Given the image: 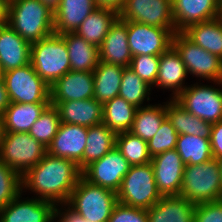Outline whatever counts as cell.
Masks as SVG:
<instances>
[{"mask_svg": "<svg viewBox=\"0 0 222 222\" xmlns=\"http://www.w3.org/2000/svg\"><path fill=\"white\" fill-rule=\"evenodd\" d=\"M183 33L195 44L222 59V24L218 18L191 25Z\"/></svg>", "mask_w": 222, "mask_h": 222, "instance_id": "cell-30", "label": "cell"}, {"mask_svg": "<svg viewBox=\"0 0 222 222\" xmlns=\"http://www.w3.org/2000/svg\"><path fill=\"white\" fill-rule=\"evenodd\" d=\"M0 77H3V72H2L1 66H0Z\"/></svg>", "mask_w": 222, "mask_h": 222, "instance_id": "cell-52", "label": "cell"}, {"mask_svg": "<svg viewBox=\"0 0 222 222\" xmlns=\"http://www.w3.org/2000/svg\"><path fill=\"white\" fill-rule=\"evenodd\" d=\"M21 191L0 209V222H54L57 206L34 196L22 197Z\"/></svg>", "mask_w": 222, "mask_h": 222, "instance_id": "cell-14", "label": "cell"}, {"mask_svg": "<svg viewBox=\"0 0 222 222\" xmlns=\"http://www.w3.org/2000/svg\"><path fill=\"white\" fill-rule=\"evenodd\" d=\"M22 191V177L0 160V209Z\"/></svg>", "mask_w": 222, "mask_h": 222, "instance_id": "cell-38", "label": "cell"}, {"mask_svg": "<svg viewBox=\"0 0 222 222\" xmlns=\"http://www.w3.org/2000/svg\"><path fill=\"white\" fill-rule=\"evenodd\" d=\"M218 164H219V170H220V174H221V178H222V158L221 159H217Z\"/></svg>", "mask_w": 222, "mask_h": 222, "instance_id": "cell-50", "label": "cell"}, {"mask_svg": "<svg viewBox=\"0 0 222 222\" xmlns=\"http://www.w3.org/2000/svg\"><path fill=\"white\" fill-rule=\"evenodd\" d=\"M132 55L128 44L127 21L119 17L111 25L99 47V61L130 67Z\"/></svg>", "mask_w": 222, "mask_h": 222, "instance_id": "cell-20", "label": "cell"}, {"mask_svg": "<svg viewBox=\"0 0 222 222\" xmlns=\"http://www.w3.org/2000/svg\"><path fill=\"white\" fill-rule=\"evenodd\" d=\"M160 56L138 55L133 56L130 68L152 88L156 84Z\"/></svg>", "mask_w": 222, "mask_h": 222, "instance_id": "cell-40", "label": "cell"}, {"mask_svg": "<svg viewBox=\"0 0 222 222\" xmlns=\"http://www.w3.org/2000/svg\"><path fill=\"white\" fill-rule=\"evenodd\" d=\"M1 136H2V126H1V117H0V141H1Z\"/></svg>", "mask_w": 222, "mask_h": 222, "instance_id": "cell-51", "label": "cell"}, {"mask_svg": "<svg viewBox=\"0 0 222 222\" xmlns=\"http://www.w3.org/2000/svg\"><path fill=\"white\" fill-rule=\"evenodd\" d=\"M187 77L188 72L181 56L171 46L160 55L158 76L153 88L169 90L172 92L171 99H175L188 86L185 84Z\"/></svg>", "mask_w": 222, "mask_h": 222, "instance_id": "cell-19", "label": "cell"}, {"mask_svg": "<svg viewBox=\"0 0 222 222\" xmlns=\"http://www.w3.org/2000/svg\"><path fill=\"white\" fill-rule=\"evenodd\" d=\"M211 148L214 159L222 158V121L212 124L210 136Z\"/></svg>", "mask_w": 222, "mask_h": 222, "instance_id": "cell-43", "label": "cell"}, {"mask_svg": "<svg viewBox=\"0 0 222 222\" xmlns=\"http://www.w3.org/2000/svg\"><path fill=\"white\" fill-rule=\"evenodd\" d=\"M161 198L151 163L131 166L117 192L118 202L145 210L151 208Z\"/></svg>", "mask_w": 222, "mask_h": 222, "instance_id": "cell-7", "label": "cell"}, {"mask_svg": "<svg viewBox=\"0 0 222 222\" xmlns=\"http://www.w3.org/2000/svg\"><path fill=\"white\" fill-rule=\"evenodd\" d=\"M54 222H92L73 212L66 204L58 205Z\"/></svg>", "mask_w": 222, "mask_h": 222, "instance_id": "cell-44", "label": "cell"}, {"mask_svg": "<svg viewBox=\"0 0 222 222\" xmlns=\"http://www.w3.org/2000/svg\"><path fill=\"white\" fill-rule=\"evenodd\" d=\"M117 202L116 192L81 176L66 205L86 221L108 222Z\"/></svg>", "mask_w": 222, "mask_h": 222, "instance_id": "cell-4", "label": "cell"}, {"mask_svg": "<svg viewBox=\"0 0 222 222\" xmlns=\"http://www.w3.org/2000/svg\"><path fill=\"white\" fill-rule=\"evenodd\" d=\"M10 103H51L50 86L29 63L3 73Z\"/></svg>", "mask_w": 222, "mask_h": 222, "instance_id": "cell-10", "label": "cell"}, {"mask_svg": "<svg viewBox=\"0 0 222 222\" xmlns=\"http://www.w3.org/2000/svg\"><path fill=\"white\" fill-rule=\"evenodd\" d=\"M164 103V104H163ZM150 104L137 108L132 127L129 132L148 142L159 130L166 118V102Z\"/></svg>", "mask_w": 222, "mask_h": 222, "instance_id": "cell-33", "label": "cell"}, {"mask_svg": "<svg viewBox=\"0 0 222 222\" xmlns=\"http://www.w3.org/2000/svg\"><path fill=\"white\" fill-rule=\"evenodd\" d=\"M212 84L203 85L200 81L188 85L174 100L206 122L213 124L222 121V81Z\"/></svg>", "mask_w": 222, "mask_h": 222, "instance_id": "cell-8", "label": "cell"}, {"mask_svg": "<svg viewBox=\"0 0 222 222\" xmlns=\"http://www.w3.org/2000/svg\"><path fill=\"white\" fill-rule=\"evenodd\" d=\"M9 0H0V24H6L8 20Z\"/></svg>", "mask_w": 222, "mask_h": 222, "instance_id": "cell-47", "label": "cell"}, {"mask_svg": "<svg viewBox=\"0 0 222 222\" xmlns=\"http://www.w3.org/2000/svg\"><path fill=\"white\" fill-rule=\"evenodd\" d=\"M94 87L93 72L70 70L50 85V102L93 98Z\"/></svg>", "mask_w": 222, "mask_h": 222, "instance_id": "cell-17", "label": "cell"}, {"mask_svg": "<svg viewBox=\"0 0 222 222\" xmlns=\"http://www.w3.org/2000/svg\"><path fill=\"white\" fill-rule=\"evenodd\" d=\"M124 67L99 61L93 71L94 96L102 105L119 96Z\"/></svg>", "mask_w": 222, "mask_h": 222, "instance_id": "cell-29", "label": "cell"}, {"mask_svg": "<svg viewBox=\"0 0 222 222\" xmlns=\"http://www.w3.org/2000/svg\"><path fill=\"white\" fill-rule=\"evenodd\" d=\"M116 135L104 123L88 127L86 147L83 153V170L116 146Z\"/></svg>", "mask_w": 222, "mask_h": 222, "instance_id": "cell-31", "label": "cell"}, {"mask_svg": "<svg viewBox=\"0 0 222 222\" xmlns=\"http://www.w3.org/2000/svg\"><path fill=\"white\" fill-rule=\"evenodd\" d=\"M131 165L116 146L102 158L92 162L83 171L82 176L92 184L118 192L123 177Z\"/></svg>", "mask_w": 222, "mask_h": 222, "instance_id": "cell-13", "label": "cell"}, {"mask_svg": "<svg viewBox=\"0 0 222 222\" xmlns=\"http://www.w3.org/2000/svg\"><path fill=\"white\" fill-rule=\"evenodd\" d=\"M137 107L116 96L103 104L102 123L116 134L130 131Z\"/></svg>", "mask_w": 222, "mask_h": 222, "instance_id": "cell-32", "label": "cell"}, {"mask_svg": "<svg viewBox=\"0 0 222 222\" xmlns=\"http://www.w3.org/2000/svg\"><path fill=\"white\" fill-rule=\"evenodd\" d=\"M66 43L72 71L93 72L99 63V48L74 32L60 35Z\"/></svg>", "mask_w": 222, "mask_h": 222, "instance_id": "cell-26", "label": "cell"}, {"mask_svg": "<svg viewBox=\"0 0 222 222\" xmlns=\"http://www.w3.org/2000/svg\"><path fill=\"white\" fill-rule=\"evenodd\" d=\"M219 21L222 24V2L219 3L218 17Z\"/></svg>", "mask_w": 222, "mask_h": 222, "instance_id": "cell-49", "label": "cell"}, {"mask_svg": "<svg viewBox=\"0 0 222 222\" xmlns=\"http://www.w3.org/2000/svg\"><path fill=\"white\" fill-rule=\"evenodd\" d=\"M178 136L179 134L166 117L161 123L157 133L147 142L150 156L154 157L165 151L175 149Z\"/></svg>", "mask_w": 222, "mask_h": 222, "instance_id": "cell-39", "label": "cell"}, {"mask_svg": "<svg viewBox=\"0 0 222 222\" xmlns=\"http://www.w3.org/2000/svg\"><path fill=\"white\" fill-rule=\"evenodd\" d=\"M10 105L8 92L3 77H0V117L5 112V109Z\"/></svg>", "mask_w": 222, "mask_h": 222, "instance_id": "cell-45", "label": "cell"}, {"mask_svg": "<svg viewBox=\"0 0 222 222\" xmlns=\"http://www.w3.org/2000/svg\"><path fill=\"white\" fill-rule=\"evenodd\" d=\"M94 1L98 7L110 8L117 12H119L122 9L125 2V0H94Z\"/></svg>", "mask_w": 222, "mask_h": 222, "instance_id": "cell-46", "label": "cell"}, {"mask_svg": "<svg viewBox=\"0 0 222 222\" xmlns=\"http://www.w3.org/2000/svg\"><path fill=\"white\" fill-rule=\"evenodd\" d=\"M193 222H222V200L196 204Z\"/></svg>", "mask_w": 222, "mask_h": 222, "instance_id": "cell-42", "label": "cell"}, {"mask_svg": "<svg viewBox=\"0 0 222 222\" xmlns=\"http://www.w3.org/2000/svg\"><path fill=\"white\" fill-rule=\"evenodd\" d=\"M108 222H148L147 210L117 202Z\"/></svg>", "mask_w": 222, "mask_h": 222, "instance_id": "cell-41", "label": "cell"}, {"mask_svg": "<svg viewBox=\"0 0 222 222\" xmlns=\"http://www.w3.org/2000/svg\"><path fill=\"white\" fill-rule=\"evenodd\" d=\"M152 87L144 82L130 67H124L119 96L137 108L150 105ZM148 104L144 105V101Z\"/></svg>", "mask_w": 222, "mask_h": 222, "instance_id": "cell-35", "label": "cell"}, {"mask_svg": "<svg viewBox=\"0 0 222 222\" xmlns=\"http://www.w3.org/2000/svg\"><path fill=\"white\" fill-rule=\"evenodd\" d=\"M166 117L179 135L210 139L212 124L186 111L174 99L166 101Z\"/></svg>", "mask_w": 222, "mask_h": 222, "instance_id": "cell-27", "label": "cell"}, {"mask_svg": "<svg viewBox=\"0 0 222 222\" xmlns=\"http://www.w3.org/2000/svg\"><path fill=\"white\" fill-rule=\"evenodd\" d=\"M172 46L181 56L188 75L208 83L222 81V59L218 56L195 44L183 32L174 34Z\"/></svg>", "mask_w": 222, "mask_h": 222, "instance_id": "cell-9", "label": "cell"}, {"mask_svg": "<svg viewBox=\"0 0 222 222\" xmlns=\"http://www.w3.org/2000/svg\"><path fill=\"white\" fill-rule=\"evenodd\" d=\"M175 149L185 165H196L213 158L210 139L199 136L179 135Z\"/></svg>", "mask_w": 222, "mask_h": 222, "instance_id": "cell-34", "label": "cell"}, {"mask_svg": "<svg viewBox=\"0 0 222 222\" xmlns=\"http://www.w3.org/2000/svg\"><path fill=\"white\" fill-rule=\"evenodd\" d=\"M219 0H172L176 32L218 17Z\"/></svg>", "mask_w": 222, "mask_h": 222, "instance_id": "cell-18", "label": "cell"}, {"mask_svg": "<svg viewBox=\"0 0 222 222\" xmlns=\"http://www.w3.org/2000/svg\"><path fill=\"white\" fill-rule=\"evenodd\" d=\"M175 28L152 27L144 23L127 21L128 44L132 57L160 56L172 46Z\"/></svg>", "mask_w": 222, "mask_h": 222, "instance_id": "cell-11", "label": "cell"}, {"mask_svg": "<svg viewBox=\"0 0 222 222\" xmlns=\"http://www.w3.org/2000/svg\"><path fill=\"white\" fill-rule=\"evenodd\" d=\"M51 103H10L1 116L2 132L28 133Z\"/></svg>", "mask_w": 222, "mask_h": 222, "instance_id": "cell-25", "label": "cell"}, {"mask_svg": "<svg viewBox=\"0 0 222 222\" xmlns=\"http://www.w3.org/2000/svg\"><path fill=\"white\" fill-rule=\"evenodd\" d=\"M42 1L51 11H55L60 3V0H40Z\"/></svg>", "mask_w": 222, "mask_h": 222, "instance_id": "cell-48", "label": "cell"}, {"mask_svg": "<svg viewBox=\"0 0 222 222\" xmlns=\"http://www.w3.org/2000/svg\"><path fill=\"white\" fill-rule=\"evenodd\" d=\"M30 64L35 72L50 86L71 70L65 40L52 34L31 44Z\"/></svg>", "mask_w": 222, "mask_h": 222, "instance_id": "cell-5", "label": "cell"}, {"mask_svg": "<svg viewBox=\"0 0 222 222\" xmlns=\"http://www.w3.org/2000/svg\"><path fill=\"white\" fill-rule=\"evenodd\" d=\"M7 24L32 44L54 34V12L40 0H9Z\"/></svg>", "mask_w": 222, "mask_h": 222, "instance_id": "cell-2", "label": "cell"}, {"mask_svg": "<svg viewBox=\"0 0 222 222\" xmlns=\"http://www.w3.org/2000/svg\"><path fill=\"white\" fill-rule=\"evenodd\" d=\"M116 148L131 166L145 165L151 162L147 142L131 132L116 135Z\"/></svg>", "mask_w": 222, "mask_h": 222, "instance_id": "cell-36", "label": "cell"}, {"mask_svg": "<svg viewBox=\"0 0 222 222\" xmlns=\"http://www.w3.org/2000/svg\"><path fill=\"white\" fill-rule=\"evenodd\" d=\"M60 123L58 109L50 104L28 133L47 148L57 134Z\"/></svg>", "mask_w": 222, "mask_h": 222, "instance_id": "cell-37", "label": "cell"}, {"mask_svg": "<svg viewBox=\"0 0 222 222\" xmlns=\"http://www.w3.org/2000/svg\"><path fill=\"white\" fill-rule=\"evenodd\" d=\"M47 154V148L29 133H3L0 141V160L21 177Z\"/></svg>", "mask_w": 222, "mask_h": 222, "instance_id": "cell-6", "label": "cell"}, {"mask_svg": "<svg viewBox=\"0 0 222 222\" xmlns=\"http://www.w3.org/2000/svg\"><path fill=\"white\" fill-rule=\"evenodd\" d=\"M118 15L125 21L144 23L152 27L175 28L172 0H125Z\"/></svg>", "mask_w": 222, "mask_h": 222, "instance_id": "cell-12", "label": "cell"}, {"mask_svg": "<svg viewBox=\"0 0 222 222\" xmlns=\"http://www.w3.org/2000/svg\"><path fill=\"white\" fill-rule=\"evenodd\" d=\"M96 8L94 0H60L54 11V33L75 32Z\"/></svg>", "mask_w": 222, "mask_h": 222, "instance_id": "cell-23", "label": "cell"}, {"mask_svg": "<svg viewBox=\"0 0 222 222\" xmlns=\"http://www.w3.org/2000/svg\"><path fill=\"white\" fill-rule=\"evenodd\" d=\"M157 189L162 197L180 194L184 166L176 149L165 151L152 157Z\"/></svg>", "mask_w": 222, "mask_h": 222, "instance_id": "cell-16", "label": "cell"}, {"mask_svg": "<svg viewBox=\"0 0 222 222\" xmlns=\"http://www.w3.org/2000/svg\"><path fill=\"white\" fill-rule=\"evenodd\" d=\"M195 207L180 195L164 196L147 209L148 222H193Z\"/></svg>", "mask_w": 222, "mask_h": 222, "instance_id": "cell-24", "label": "cell"}, {"mask_svg": "<svg viewBox=\"0 0 222 222\" xmlns=\"http://www.w3.org/2000/svg\"><path fill=\"white\" fill-rule=\"evenodd\" d=\"M88 128L76 124L60 123L57 134L47 147V153L74 161L83 171V153Z\"/></svg>", "mask_w": 222, "mask_h": 222, "instance_id": "cell-15", "label": "cell"}, {"mask_svg": "<svg viewBox=\"0 0 222 222\" xmlns=\"http://www.w3.org/2000/svg\"><path fill=\"white\" fill-rule=\"evenodd\" d=\"M31 44L7 23L0 30V66L6 72L30 63Z\"/></svg>", "mask_w": 222, "mask_h": 222, "instance_id": "cell-21", "label": "cell"}, {"mask_svg": "<svg viewBox=\"0 0 222 222\" xmlns=\"http://www.w3.org/2000/svg\"><path fill=\"white\" fill-rule=\"evenodd\" d=\"M59 112L60 122L91 127L102 123L103 105L95 98L51 102Z\"/></svg>", "mask_w": 222, "mask_h": 222, "instance_id": "cell-22", "label": "cell"}, {"mask_svg": "<svg viewBox=\"0 0 222 222\" xmlns=\"http://www.w3.org/2000/svg\"><path fill=\"white\" fill-rule=\"evenodd\" d=\"M118 17L117 11L98 7L82 22L74 33L99 48L111 25Z\"/></svg>", "mask_w": 222, "mask_h": 222, "instance_id": "cell-28", "label": "cell"}, {"mask_svg": "<svg viewBox=\"0 0 222 222\" xmlns=\"http://www.w3.org/2000/svg\"><path fill=\"white\" fill-rule=\"evenodd\" d=\"M179 195L193 204L222 200V178L217 159L185 165Z\"/></svg>", "mask_w": 222, "mask_h": 222, "instance_id": "cell-3", "label": "cell"}, {"mask_svg": "<svg viewBox=\"0 0 222 222\" xmlns=\"http://www.w3.org/2000/svg\"><path fill=\"white\" fill-rule=\"evenodd\" d=\"M82 176L78 165L69 159L48 153L24 176L22 192H33L38 199L50 201L56 206L67 204L72 191Z\"/></svg>", "mask_w": 222, "mask_h": 222, "instance_id": "cell-1", "label": "cell"}]
</instances>
